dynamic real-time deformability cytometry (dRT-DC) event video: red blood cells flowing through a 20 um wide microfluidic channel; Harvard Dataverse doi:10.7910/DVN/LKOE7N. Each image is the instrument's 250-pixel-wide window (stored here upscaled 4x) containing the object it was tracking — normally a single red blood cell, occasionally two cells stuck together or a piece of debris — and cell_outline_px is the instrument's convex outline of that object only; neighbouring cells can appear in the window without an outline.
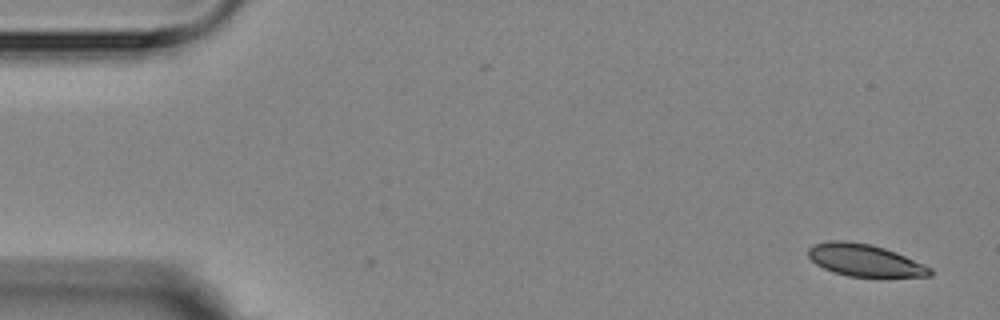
{"species": "Egyptian fruit bat (a non-hibernating species)", "species_latin": "Rousettus aegyptiacus", "temperature_condition": "room temperature", "stored_images_in_passage": 2, "camera_frame_rate_fps": 3000, "um_per_image_px": 0.085, "animal": {"sex": "female"}, "frame": {"image": 1, "passage_image": 2, "time_ms": 1.0, "image_size_px": [1000, 320], "cell_outline_px": [[932, 276], [848, 276], [832, 272], [816, 264], [808, 256], [808, 248], [812, 244], [832, 240], [844, 240], [868, 244], [884, 248], [896, 252], [924, 264], [932, 268]], "centroid_in_image_um": [73.47, 22.11], "position_along_channel_um": 11.5, "area_um2": 22.66}}